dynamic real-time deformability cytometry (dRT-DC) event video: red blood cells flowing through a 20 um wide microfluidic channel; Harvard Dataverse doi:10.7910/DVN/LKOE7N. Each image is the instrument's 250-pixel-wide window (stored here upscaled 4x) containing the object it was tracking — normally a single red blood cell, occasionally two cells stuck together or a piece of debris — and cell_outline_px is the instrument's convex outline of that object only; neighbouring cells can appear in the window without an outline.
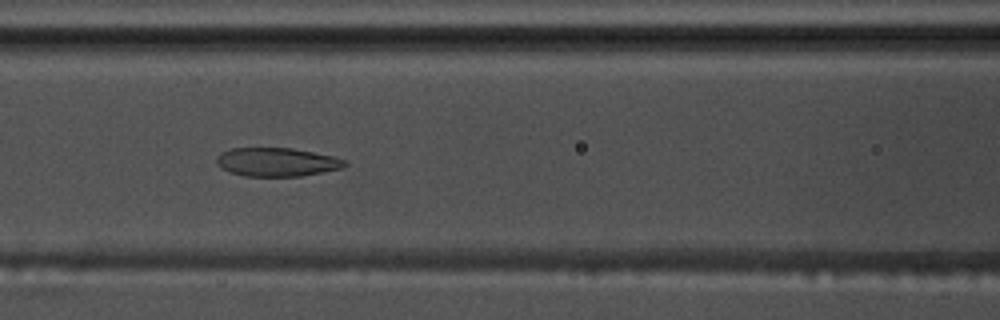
{"species": "common noctule bat (a hibernating species)", "species_latin": "Nyctalus noctula", "temperature_condition": "warm", "stored_images_in_passage": 56, "camera_frame_rate_fps": 3000, "um_per_image_px": 0.085, "animal": {"sex": "male", "body_mass_g": 17.5, "forearm_length_mm": 52.3}, "frame": {"image": 1, "passage_image": 25, "time_ms": 8.0, "image_size_px": [1000, 320], "cell_outline_px": [[348, 164], [344, 168], [300, 176], [244, 176], [220, 168], [216, 164], [216, 156], [220, 152], [232, 148], [292, 148], [336, 156], [348, 160]], "centroid_in_image_um": [23.56, 13.77], "position_along_channel_um": 143.0, "area_um2": 21.68}}
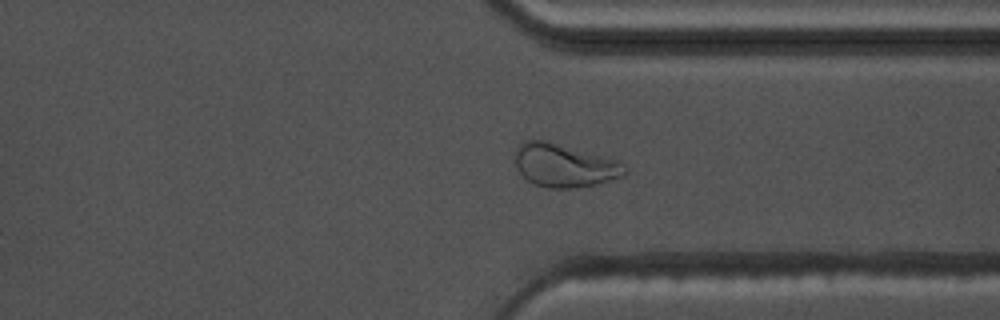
{"frame": {"image": 2, "passage_image": 43, "time_ms": 14.0, "image_size_px": [1000, 320], "cell_outline_px": [[628, 172], [624, 176], [600, 184], [572, 188], [548, 188], [532, 184], [516, 168], [516, 148], [524, 140], [544, 140], [616, 160], [624, 164], [628, 168]], "centroid_in_image_um": [47.99, 14.09], "position_along_channel_um": 363.4, "area_um2": 27.57}}
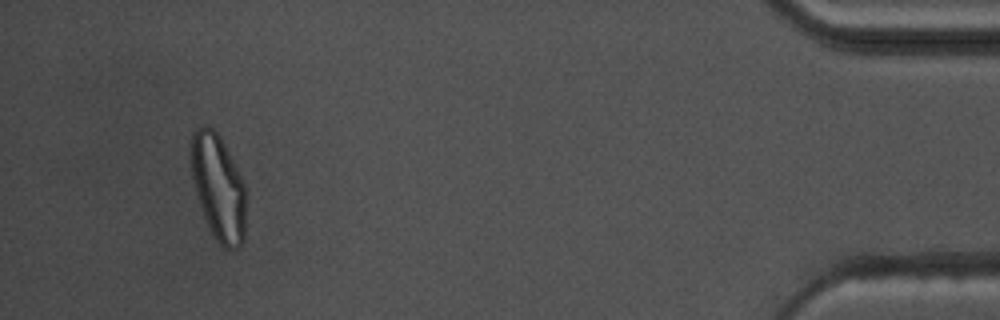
{"frame": {"image": 3, "passage_image": 53, "time_ms": 17.333, "image_size_px": [1000, 320], "cell_outline_px": [[244, 240], [240, 248], [224, 248], [216, 240], [204, 216], [196, 192], [192, 176], [192, 132], [196, 128], [208, 124], [220, 136], [244, 184]], "centroid_in_image_um": [18.55, 15.93], "position_along_channel_um": 416.6, "area_um2": 33.0}, "authors_computed_cell_mechanics": {"area_um2": 26.0967, "velocity_mm_per_s": 3.6782, "shape_relaxation_time_tau1_ms": null, "shape_relaxation_time_tau2_ms": 1.8849, "deformation_change_tau1": null, "deformation_change_tau2": 0.0821}}